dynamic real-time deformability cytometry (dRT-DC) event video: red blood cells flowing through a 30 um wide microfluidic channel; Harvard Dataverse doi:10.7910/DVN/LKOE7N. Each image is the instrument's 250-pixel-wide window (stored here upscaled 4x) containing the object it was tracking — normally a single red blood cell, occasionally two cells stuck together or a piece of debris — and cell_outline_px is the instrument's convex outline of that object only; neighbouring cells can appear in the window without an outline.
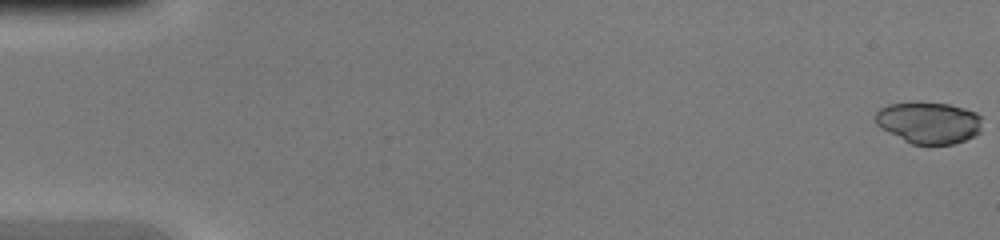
{"species": "common noctule bat (a hibernating species)", "species_latin": "Nyctalus noctula", "temperature_condition": "warm", "stored_images_in_passage": 47, "camera_frame_rate_fps": 3000, "um_per_image_px": 0.085, "animal": {"sex": "female", "body_mass_g": 20.0, "forearm_length_mm": 54.0}, "frame": {"image": 1, "passage_image": 1, "time_ms": 0.0, "image_size_px": [1000, 240], "cell_outline_px": [[980, 132], [964, 140], [952, 144], [912, 144], [880, 128], [876, 124], [876, 112], [880, 108], [888, 104], [912, 100], [920, 100], [948, 104], [964, 108], [976, 112], [980, 116]], "centroid_in_image_um": [78.9, 10.38], "position_along_channel_um": 6.1, "area_um2": 26.24}}
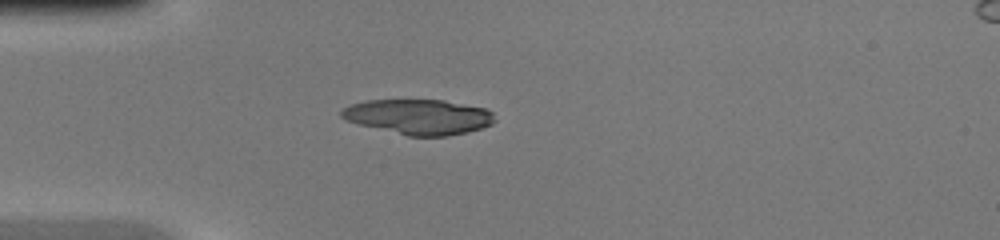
{"frame": {"image": 2, "passage_image": 14, "time_ms": 4.333, "image_size_px": [1000, 240], "cell_outline_px": [[496, 120], [492, 124], [468, 132], [448, 136], [408, 136], [344, 120], [340, 116], [340, 112], [344, 108], [352, 104], [368, 100], [444, 100], [488, 108], [492, 112]], "centroid_in_image_um": [35.63, 9.92], "position_along_channel_um": 49.4, "area_um2": 31.39}}